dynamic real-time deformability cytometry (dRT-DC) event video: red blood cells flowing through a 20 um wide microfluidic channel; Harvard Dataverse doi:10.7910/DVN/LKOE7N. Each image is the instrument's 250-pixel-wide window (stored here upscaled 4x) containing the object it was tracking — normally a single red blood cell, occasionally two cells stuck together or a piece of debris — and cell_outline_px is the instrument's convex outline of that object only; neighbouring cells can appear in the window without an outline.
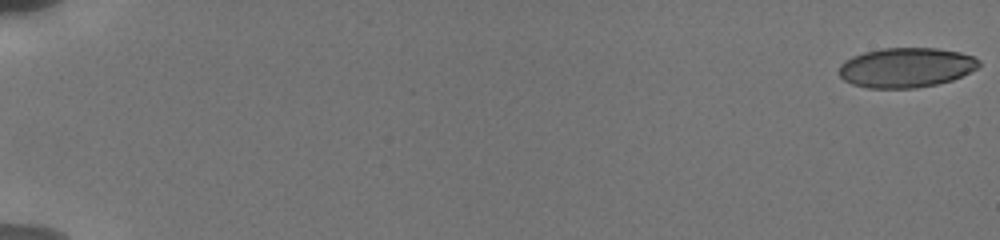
{"species": "human", "species_latin": "Homo sapiens", "temperature_condition": "cold", "stored_images_in_passage": 42, "camera_frame_rate_fps": 3000, "um_per_image_px": 0.085, "donor": {"sex": "male"}, "frame": {"image": 1, "passage_image": 1, "time_ms": 0.0, "image_size_px": [1000, 240], "cell_outline_px": [[980, 64], [976, 68], [952, 80], [936, 84], [916, 88], [868, 88], [852, 84], [844, 80], [840, 76], [840, 64], [852, 56], [864, 52], [884, 48], [936, 48], [960, 52], [972, 56], [980, 60]], "centroid_in_image_um": [77.0, 5.74], "position_along_channel_um": 8.0, "area_um2": 32.25}}
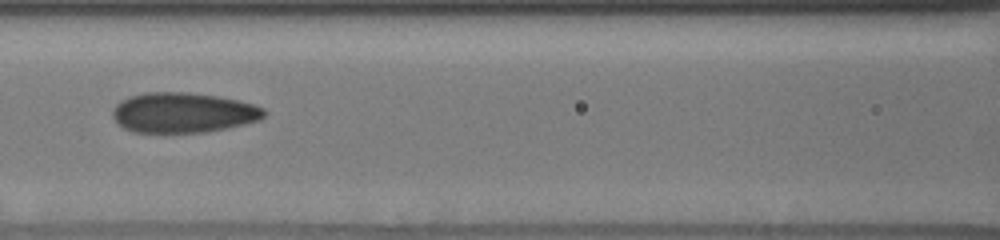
{"frame": {"image": 2, "passage_image": 21, "time_ms": 9.0, "image_size_px": [1000, 240], "cell_outline_px": [[268, 112], [260, 120], [244, 124], [204, 132], [164, 136], [132, 132], [124, 128], [112, 116], [112, 108], [120, 100], [128, 96], [144, 92], [188, 92], [216, 96], [236, 100], [252, 104], [264, 108]], "centroid_in_image_um": [15.5, 9.61], "position_along_channel_um": 151.1, "area_um2": 36.47}}
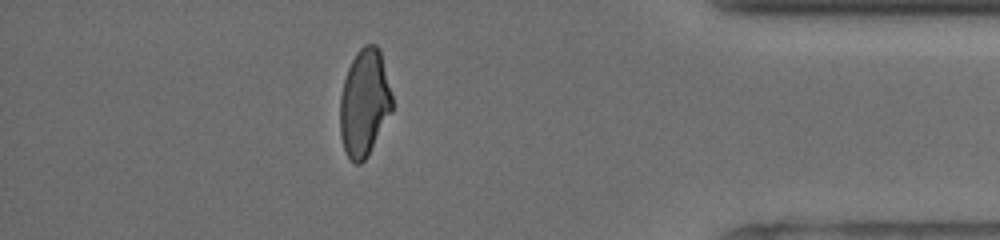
{"frame": {"image": 3, "passage_image": 37, "time_ms": 16.333, "image_size_px": [1000, 240], "cell_outline_px": [[392, 112], [368, 156], [360, 164], [356, 164], [348, 156], [344, 148], [340, 136], [340, 96], [344, 80], [348, 68], [356, 52], [364, 44], [376, 44], [380, 48], [392, 96]], "centroid_in_image_um": [30.97, 8.73], "position_along_channel_um": 404.2, "area_um2": 32.66}, "authors_computed_cell_mechanics": {"area_um2": 34.0442, "velocity_mm_per_s": 3.8389, "shape_relaxation_time_tau1_ms": 9.5298, "shape_relaxation_time_tau2_ms": 1.4252, "deformation_change_tau1": 0.189, "deformation_change_tau2": 0.0704}}